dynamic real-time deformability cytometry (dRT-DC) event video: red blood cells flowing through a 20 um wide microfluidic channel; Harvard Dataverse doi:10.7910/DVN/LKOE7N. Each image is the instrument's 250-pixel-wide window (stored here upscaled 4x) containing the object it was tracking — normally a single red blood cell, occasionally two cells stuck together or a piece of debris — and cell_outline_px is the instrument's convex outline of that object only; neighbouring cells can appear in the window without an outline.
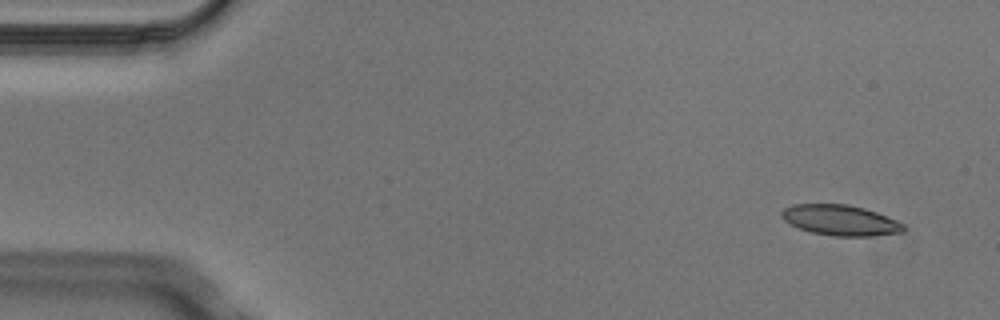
{"species": "Egyptian fruit bat (a non-hibernating species)", "species_latin": "Rousettus aegyptiacus", "temperature_condition": "cold", "stored_images_in_passage": 3, "camera_frame_rate_fps": 3000, "um_per_image_px": 0.085, "animal": {"sex": "male"}, "frame": {"image": 1, "passage_image": 1, "time_ms": 0.0, "image_size_px": [1000, 320], "cell_outline_px": [[904, 232], [872, 236], [832, 236], [812, 232], [800, 228], [784, 220], [780, 216], [780, 212], [784, 208], [792, 204], [848, 204], [864, 208], [876, 212], [896, 220], [904, 224]], "centroid_in_image_um": [71.43, 18.71], "position_along_channel_um": 13.6, "area_um2": 21.68}}
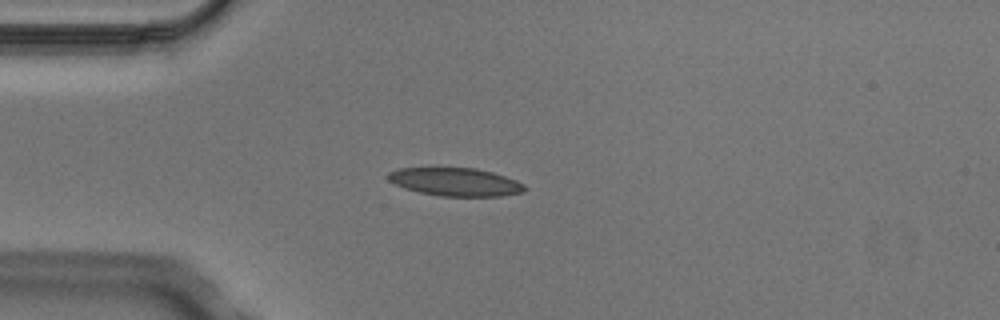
{"frame": {"image": 2, "passage_image": 3, "time_ms": 0.667, "image_size_px": [1000, 320], "cell_outline_px": [[524, 192], [500, 196], [440, 196], [420, 192], [404, 188], [388, 180], [388, 172], [396, 168], [476, 168], [492, 172], [516, 180], [524, 184]], "centroid_in_image_um": [38.69, 15.46], "position_along_channel_um": 46.3, "area_um2": 22.25}}